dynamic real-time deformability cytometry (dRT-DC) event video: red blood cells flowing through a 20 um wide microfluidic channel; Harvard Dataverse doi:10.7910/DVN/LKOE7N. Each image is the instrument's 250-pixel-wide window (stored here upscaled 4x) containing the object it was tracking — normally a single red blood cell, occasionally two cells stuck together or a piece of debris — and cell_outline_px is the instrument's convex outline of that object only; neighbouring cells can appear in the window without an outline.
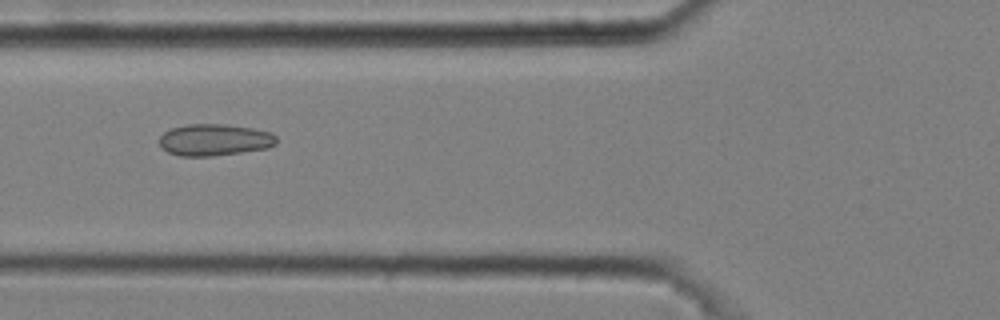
{"species": "common noctule bat (a hibernating species)", "species_latin": "Nyctalus noctula", "temperature_condition": "cold", "stored_images_in_passage": 6, "camera_frame_rate_fps": 3000, "um_per_image_px": 0.085, "animal": {"sex": "male", "body_mass_g": 20.4}, "frame": {"image": 1, "passage_image": 5, "time_ms": 1.333, "image_size_px": [1000, 320], "cell_outline_px": [[276, 144], [268, 148], [212, 156], [180, 156], [168, 152], [160, 144], [160, 136], [164, 132], [172, 128], [188, 124], [224, 124], [252, 128], [268, 132], [276, 136]], "centroid_in_image_um": [18.23, 11.89], "position_along_channel_um": 107.6, "area_um2": 21.44}}
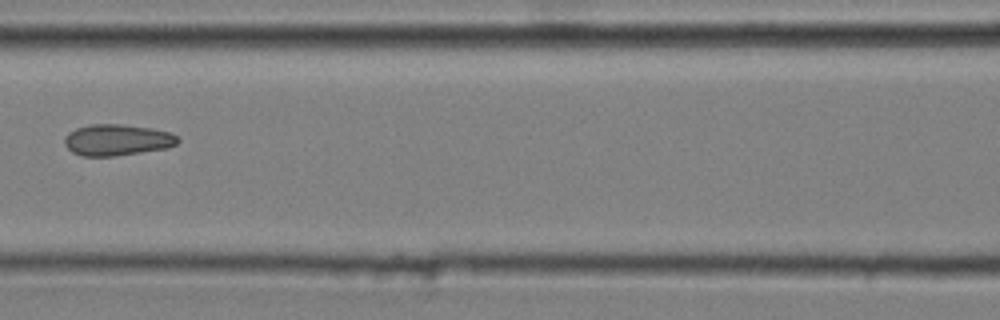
{"frame": {"image": 2, "passage_image": 6, "time_ms": 1.667, "image_size_px": [1000, 320], "cell_outline_px": [[180, 140], [176, 144], [168, 148], [116, 156], [80, 156], [72, 152], [64, 144], [64, 136], [68, 132], [76, 128], [92, 124], [120, 124], [152, 128], [172, 132]], "centroid_in_image_um": [9.95, 11.89], "position_along_channel_um": 156.7, "area_um2": 20.87}}